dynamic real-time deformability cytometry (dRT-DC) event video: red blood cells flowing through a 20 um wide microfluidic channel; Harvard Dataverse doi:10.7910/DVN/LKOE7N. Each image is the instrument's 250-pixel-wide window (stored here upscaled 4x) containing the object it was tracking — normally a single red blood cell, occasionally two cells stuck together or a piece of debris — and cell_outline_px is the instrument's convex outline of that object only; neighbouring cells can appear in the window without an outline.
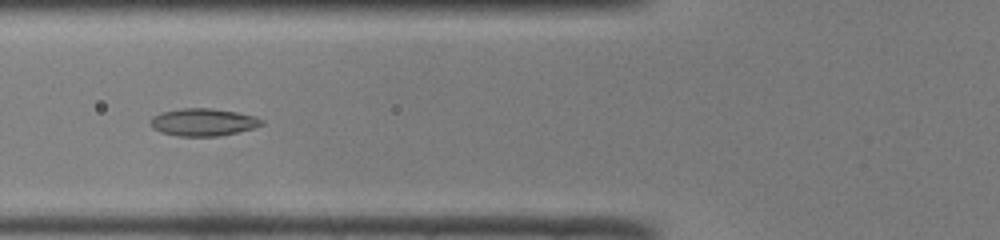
{"species": "common noctule bat (a hibernating species)", "species_latin": "Nyctalus noctula", "temperature_condition": "room temperature", "stored_images_in_passage": 50, "camera_frame_rate_fps": 3000, "um_per_image_px": 0.085, "animal": {"sex": "male", "body_mass_g": 19.0, "forearm_length_mm": 50.8}, "frame": {"image": 1, "passage_image": 20, "time_ms": 6.333, "image_size_px": [1000, 240], "cell_outline_px": [[264, 124], [252, 128], [220, 136], [180, 136], [160, 132], [152, 128], [148, 124], [148, 120], [152, 116], [160, 112], [180, 108], [212, 108], [236, 112], [256, 116], [264, 120]], "centroid_in_image_um": [17.22, 10.37], "position_along_channel_um": 108.6, "area_um2": 18.03}}
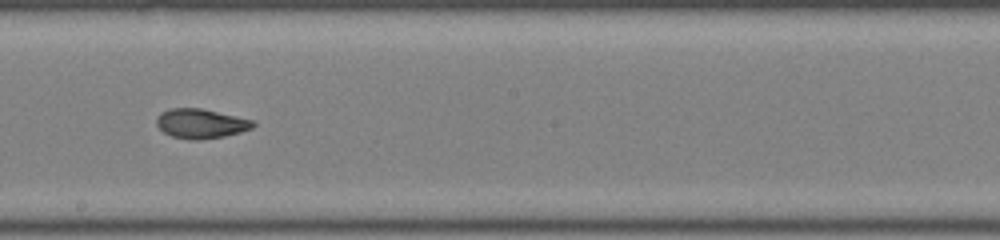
{"frame": {"image": 2, "passage_image": 29, "time_ms": 9.333, "image_size_px": [1000, 240], "cell_outline_px": [[256, 124], [252, 128], [240, 132], [224, 136], [200, 140], [188, 140], [172, 136], [164, 132], [156, 124], [156, 120], [160, 112], [168, 108], [200, 108], [256, 120]], "centroid_in_image_um": [17.08, 10.5], "position_along_channel_um": 231.1, "area_um2": 16.76}}
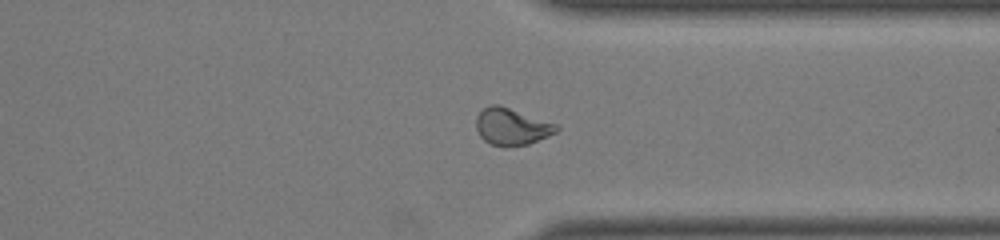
{"frame": {"image": 3, "passage_image": 39, "time_ms": 12.667, "image_size_px": [1000, 240], "cell_outline_px": [[560, 128], [556, 132], [548, 136], [528, 144], [504, 148], [492, 144], [484, 140], [480, 136], [476, 128], [476, 116], [484, 108], [492, 104], [500, 104], [556, 124]], "centroid_in_image_um": [43.48, 10.77], "position_along_channel_um": 367.9, "area_um2": 17.34}, "authors_computed_cell_mechanics": {"area_um2": 17.629, "velocity_mm_per_s": 4.0875, "shape_relaxation_time_tau1_ms": null, "shape_relaxation_time_tau2_ms": 1.5241, "deformation_change_tau1": null, "deformation_change_tau2": 0.0678}}